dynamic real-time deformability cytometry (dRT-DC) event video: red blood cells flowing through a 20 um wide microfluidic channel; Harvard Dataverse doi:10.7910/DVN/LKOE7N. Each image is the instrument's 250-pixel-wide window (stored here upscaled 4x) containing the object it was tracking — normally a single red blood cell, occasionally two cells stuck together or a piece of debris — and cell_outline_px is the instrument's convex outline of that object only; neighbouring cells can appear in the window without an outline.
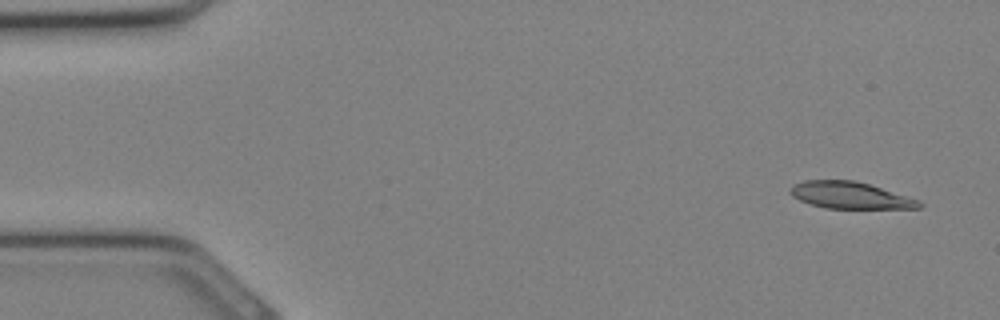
{"species": "Egyptian fruit bat (a non-hibernating species)", "species_latin": "Rousettus aegyptiacus", "temperature_condition": "cold", "stored_images_in_passage": 32, "camera_frame_rate_fps": 3000, "um_per_image_px": 0.085, "animal": {"sex": "female"}, "frame": {"image": 1, "passage_image": 2, "time_ms": 0.333, "image_size_px": [1000, 320], "cell_outline_px": [[924, 204], [920, 208], [824, 208], [800, 200], [792, 196], [788, 192], [792, 184], [804, 180], [852, 180], [868, 184], [920, 200]], "centroid_in_image_um": [72.23, 16.6], "position_along_channel_um": 12.8, "area_um2": 20.0}}
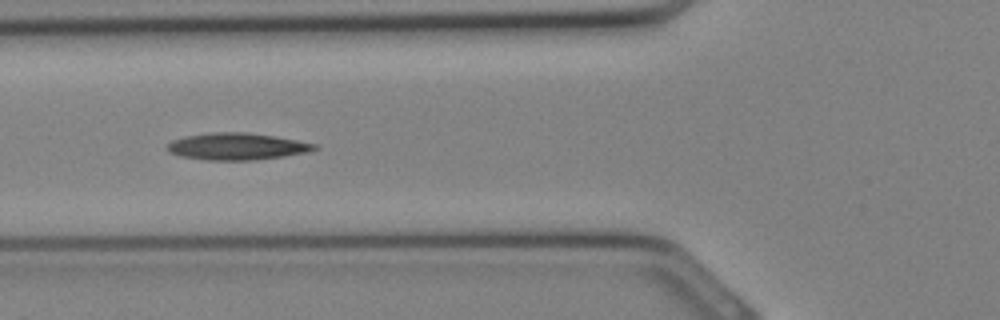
{"frame": {"image": 2, "passage_image": 12, "time_ms": 3.667, "image_size_px": [1000, 320], "cell_outline_px": [[320, 148], [312, 152], [256, 160], [208, 160], [180, 156], [168, 152], [164, 148], [172, 140], [184, 136], [216, 132], [244, 132], [272, 136], [296, 140], [316, 144]], "centroid_in_image_um": [20.14, 12.45], "position_along_channel_um": 105.7, "area_um2": 23.18}}
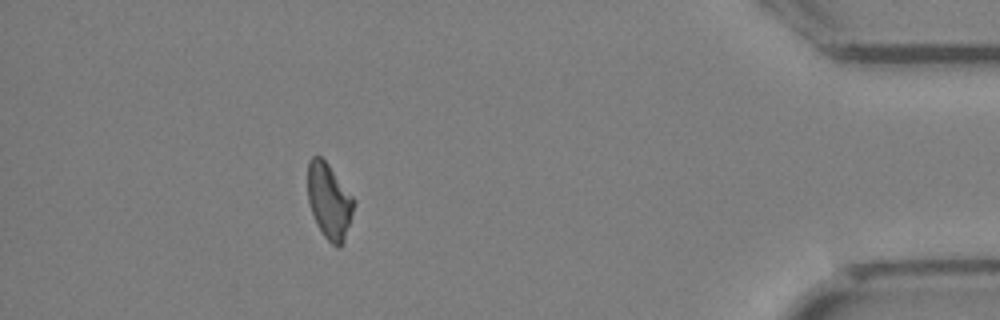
{"frame": {"image": 3, "passage_image": 29, "time_ms": 9.333, "image_size_px": [1000, 320], "cell_outline_px": [[356, 204], [344, 240], [340, 248], [336, 248], [324, 236], [312, 212], [308, 200], [308, 160], [312, 156], [320, 156], [328, 164], [356, 200]], "centroid_in_image_um": [28.0, 17.09], "position_along_channel_um": 407.2, "area_um2": 20.17}}